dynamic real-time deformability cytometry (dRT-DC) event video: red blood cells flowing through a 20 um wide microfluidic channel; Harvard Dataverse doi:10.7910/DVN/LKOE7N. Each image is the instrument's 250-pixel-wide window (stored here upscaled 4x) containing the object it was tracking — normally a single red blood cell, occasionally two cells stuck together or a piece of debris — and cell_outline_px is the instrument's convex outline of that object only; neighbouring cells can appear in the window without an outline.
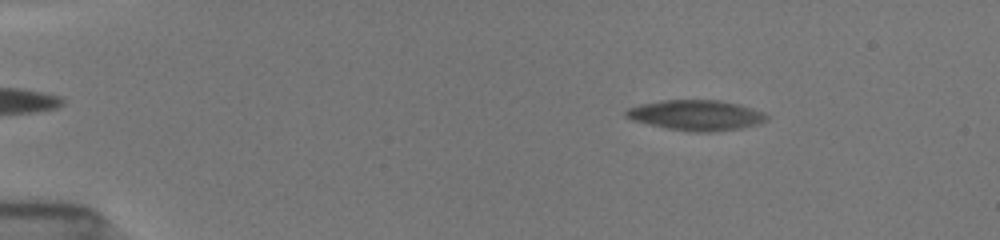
{"species": "common noctule bat (a hibernating species)", "species_latin": "Nyctalus noctula", "temperature_condition": "room temperature", "stored_images_in_passage": 55, "camera_frame_rate_fps": 3000, "um_per_image_px": 0.085, "animal": {"sex": "female", "body_mass_g": 19.5, "forearm_length_mm": 54.1}, "frame": {"image": 1, "passage_image": 8, "time_ms": 2.333, "image_size_px": [1000, 240], "cell_outline_px": [[764, 120], [756, 124], [740, 128], [712, 132], [696, 132], [668, 128], [636, 120], [628, 116], [624, 112], [628, 108], [644, 104], [668, 100], [716, 100], [736, 104], [760, 112], [764, 116]], "centroid_in_image_um": [59.15, 9.79], "position_along_channel_um": 25.9, "area_um2": 23.7}}
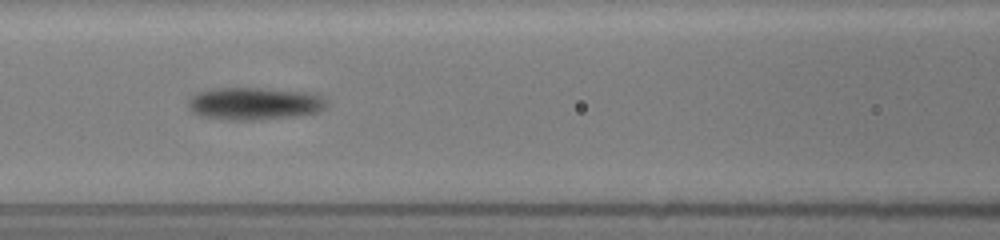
{"frame": {"image": 2, "passage_image": 25, "time_ms": 8.0, "image_size_px": [1000, 240], "cell_outline_px": [[324, 108], [316, 112], [292, 116], [252, 120], [228, 120], [200, 116], [192, 112], [188, 108], [188, 100], [196, 92], [216, 88], [264, 88], [304, 92], [320, 96], [324, 100]], "centroid_in_image_um": [21.51, 8.8], "position_along_channel_um": 145.1, "area_um2": 25.89}}
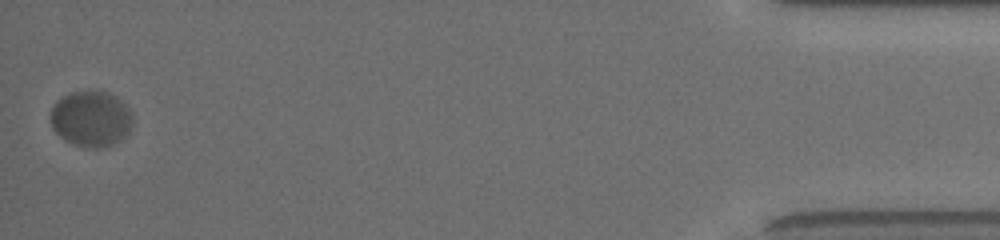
{"frame": {"image": 3, "passage_image": 55, "time_ms": 18.0, "image_size_px": [1000, 240], "cell_outline_px": [[132, 124], [128, 132], [120, 140], [104, 148], [96, 148], [76, 144], [60, 136], [52, 128], [52, 108], [56, 100], [72, 92], [108, 92], [116, 96], [128, 108], [132, 116]], "centroid_in_image_um": [7.76, 10.09], "position_along_channel_um": 427.4, "area_um2": 26.13}, "authors_computed_cell_mechanics": {"area_um2": 24.854, "velocity_mm_per_s": 3.6667, "shape_relaxation_time_tau1_ms": 2.503, "shape_relaxation_time_tau2_ms": null, "deformation_change_tau1": 0.0982, "deformation_change_tau2": null}}